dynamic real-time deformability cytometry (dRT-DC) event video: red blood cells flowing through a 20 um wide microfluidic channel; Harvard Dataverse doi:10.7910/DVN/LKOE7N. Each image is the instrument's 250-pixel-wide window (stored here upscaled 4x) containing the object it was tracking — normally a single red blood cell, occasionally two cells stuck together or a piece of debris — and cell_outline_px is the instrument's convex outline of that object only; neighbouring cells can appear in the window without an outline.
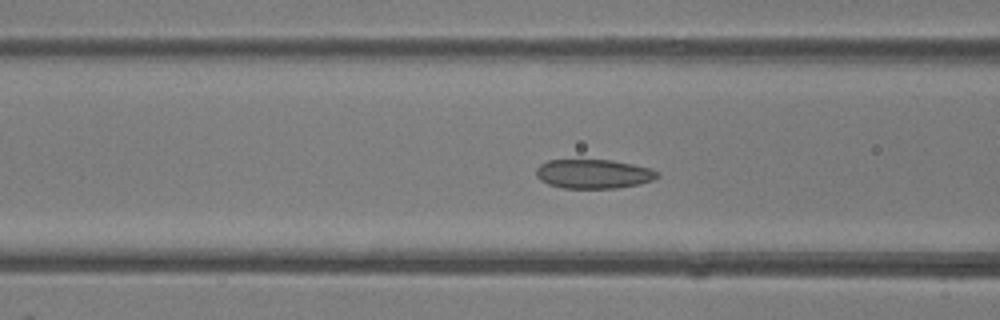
{"species": "common noctule bat (a hibernating species)", "species_latin": "Nyctalus noctula", "temperature_condition": "room temperature", "stored_images_in_passage": 49, "camera_frame_rate_fps": 3000, "um_per_image_px": 0.085, "animal": {"sex": "female"}, "frame": {"image": 1, "passage_image": 19, "time_ms": 6.0, "image_size_px": [1000, 320], "cell_outline_px": [[660, 176], [652, 180], [640, 184], [616, 188], [560, 188], [548, 184], [540, 180], [536, 176], [536, 168], [540, 164], [548, 160], [612, 160], [652, 168], [660, 172]], "centroid_in_image_um": [50.46, 14.78], "position_along_channel_um": 116.1, "area_um2": 20.81}}
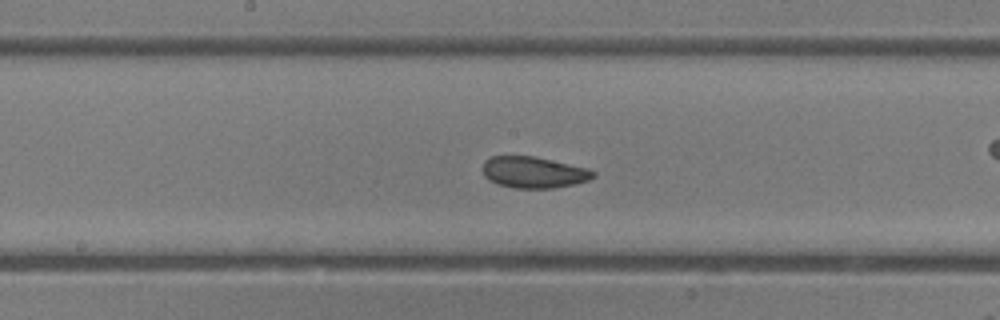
{"frame": {"image": 2, "passage_image": 25, "time_ms": 8.0, "image_size_px": [1000, 320], "cell_outline_px": [[596, 176], [588, 180], [576, 184], [556, 188], [512, 188], [496, 184], [488, 180], [484, 176], [484, 160], [492, 156], [532, 156], [588, 168], [596, 172]], "centroid_in_image_um": [45.37, 14.66], "position_along_channel_um": 202.8, "area_um2": 20.29}}
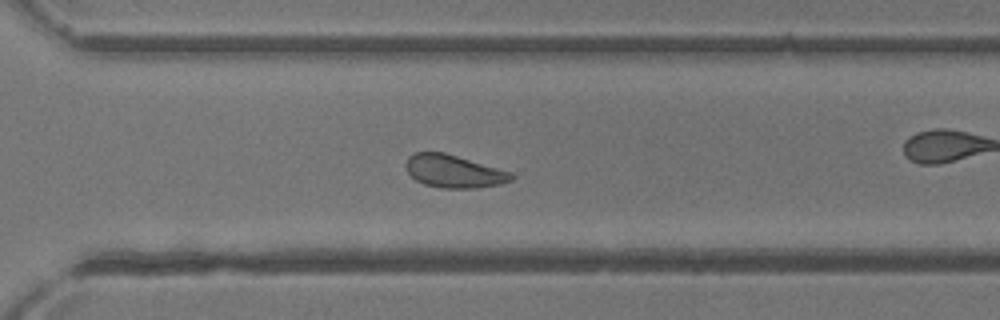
{"frame": {"image": 3, "passage_image": 34, "time_ms": 11.0, "image_size_px": [1000, 320], "cell_outline_px": [[516, 176], [512, 180], [500, 184], [476, 188], [440, 188], [424, 184], [416, 180], [408, 172], [404, 164], [408, 156], [416, 152], [444, 152], [512, 172]], "centroid_in_image_um": [38.57, 14.56], "position_along_channel_um": 332.0, "area_um2": 20.23}, "authors_computed_cell_mechanics": {"area_um2": 21.386, "velocity_mm_per_s": 4.3211, "shape_relaxation_time_tau1_ms": 2.7993, "shape_relaxation_time_tau2_ms": 1.6503, "deformation_change_tau1": 0.0817, "deformation_change_tau2": 0.0587}}